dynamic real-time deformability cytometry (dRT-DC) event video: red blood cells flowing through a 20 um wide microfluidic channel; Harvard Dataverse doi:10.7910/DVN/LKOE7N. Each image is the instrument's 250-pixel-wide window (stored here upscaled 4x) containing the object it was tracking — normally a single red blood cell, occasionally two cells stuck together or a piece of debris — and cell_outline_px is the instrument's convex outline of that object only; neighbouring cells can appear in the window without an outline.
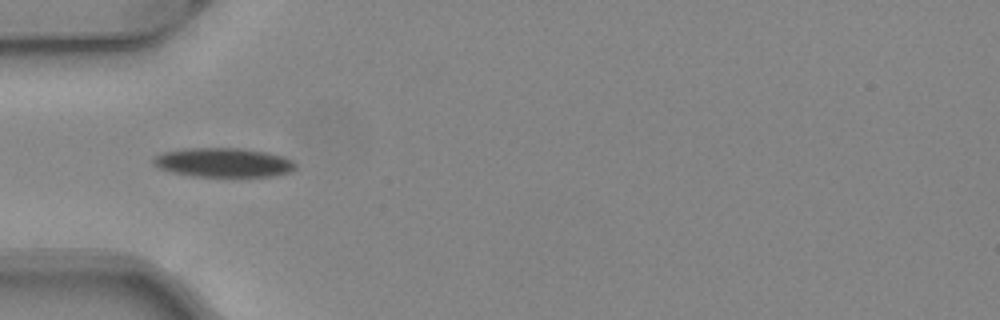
{"species": "common noctule bat (a hibernating species)", "species_latin": "Nyctalus noctula", "temperature_condition": "warm", "stored_images_in_passage": 9, "camera_frame_rate_fps": 3000, "um_per_image_px": 0.085, "animal": {"sex": "female", "body_mass_g": 24.6, "forearm_length_mm": 56.2}, "frame": {"image": 1, "passage_image": 2, "time_ms": 0.333, "image_size_px": [1000, 320], "cell_outline_px": [[296, 168], [288, 172], [276, 176], [192, 176], [172, 172], [160, 168], [152, 164], [152, 160], [156, 156], [164, 152], [184, 148], [240, 148], [268, 152], [284, 156], [292, 160], [296, 164]], "centroid_in_image_um": [19.01, 13.81], "position_along_channel_um": 66.0, "area_um2": 24.22}}